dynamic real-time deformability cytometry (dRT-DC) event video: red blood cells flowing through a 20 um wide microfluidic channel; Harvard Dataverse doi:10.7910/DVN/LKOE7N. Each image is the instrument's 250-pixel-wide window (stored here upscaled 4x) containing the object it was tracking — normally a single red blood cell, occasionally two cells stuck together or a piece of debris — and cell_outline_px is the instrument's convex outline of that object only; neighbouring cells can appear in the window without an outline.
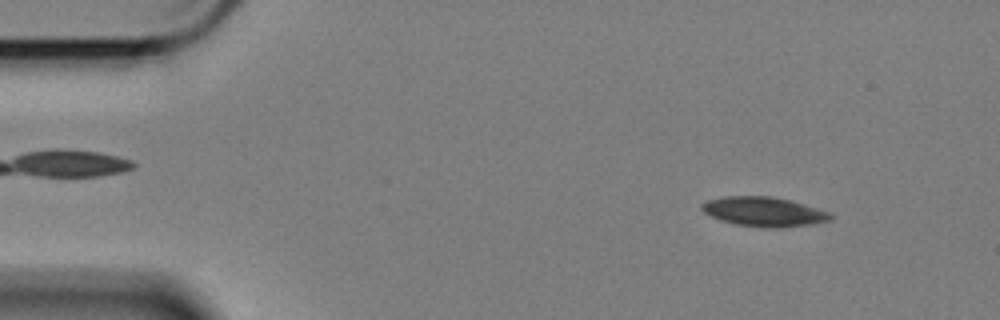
{"species": "Egyptian fruit bat (a non-hibernating species)", "species_latin": "Rousettus aegyptiacus", "temperature_condition": "cold", "stored_images_in_passage": 57, "camera_frame_rate_fps": 3000, "um_per_image_px": 0.085, "animal": {"sex": "female"}, "frame": {"image": 1, "passage_image": 4, "time_ms": 1.0, "image_size_px": [1000, 320], "cell_outline_px": [[836, 216], [832, 220], [812, 224], [780, 228], [760, 228], [736, 224], [720, 220], [704, 212], [700, 208], [700, 204], [704, 200], [724, 196], [772, 196], [792, 200], [832, 212]], "centroid_in_image_um": [64.97, 17.99], "position_along_channel_um": 20.0, "area_um2": 22.72}}
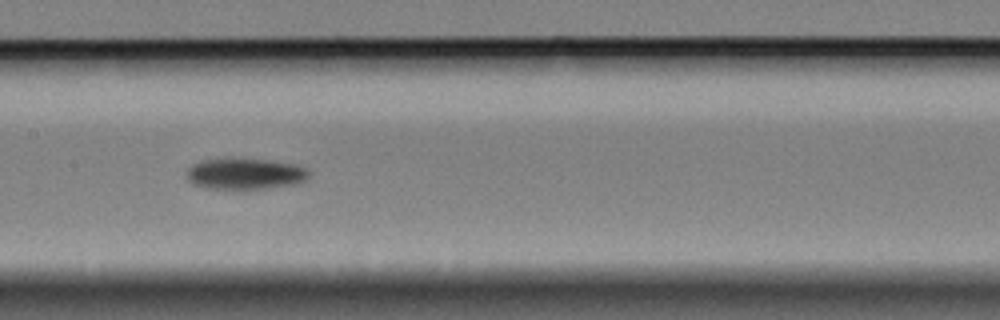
{"frame": {"image": 2, "passage_image": 26, "time_ms": 8.333, "image_size_px": [1000, 320], "cell_outline_px": [[308, 176], [304, 180], [296, 184], [244, 192], [236, 192], [204, 188], [192, 184], [188, 180], [188, 168], [192, 164], [204, 160], [268, 160], [292, 164], [308, 168]], "centroid_in_image_um": [20.81, 14.86], "position_along_channel_um": 186.6, "area_um2": 22.6}}
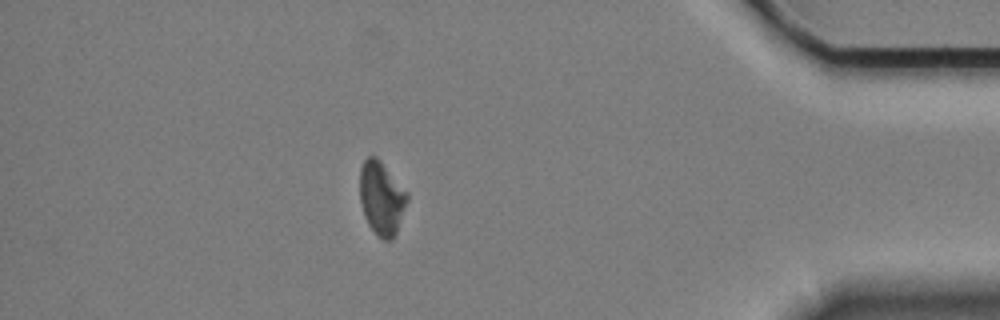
{"frame": {"image": 3, "passage_image": 49, "time_ms": 16.0, "image_size_px": [1000, 320], "cell_outline_px": [[408, 200], [396, 232], [392, 240], [384, 240], [368, 224], [364, 216], [360, 204], [360, 168], [364, 160], [368, 156], [376, 156], [380, 160], [408, 192]], "centroid_in_image_um": [32.43, 16.81], "position_along_channel_um": 402.8, "area_um2": 20.17}, "authors_computed_cell_mechanics": {"area_um2": 21.7906, "velocity_mm_per_s": 3.3637, "shape_relaxation_time_tau1_ms": 3.6429, "shape_relaxation_time_tau2_ms": null, "deformation_change_tau1": 0.0902, "deformation_change_tau2": null}}